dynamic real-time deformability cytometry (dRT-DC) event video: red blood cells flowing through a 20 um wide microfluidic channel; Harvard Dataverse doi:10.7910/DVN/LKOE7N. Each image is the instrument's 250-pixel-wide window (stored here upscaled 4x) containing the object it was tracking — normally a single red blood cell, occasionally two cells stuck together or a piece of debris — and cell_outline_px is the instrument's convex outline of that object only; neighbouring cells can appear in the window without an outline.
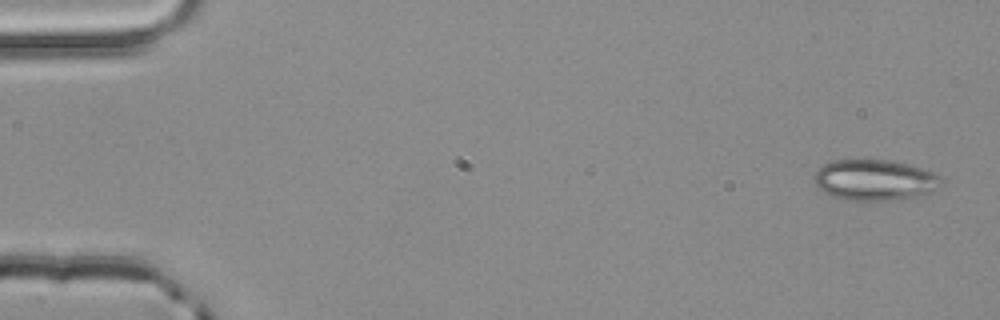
{"species": "common noctule bat (a hibernating species)", "species_latin": "Nyctalus noctula", "temperature_condition": "room temperature", "stored_images_in_passage": 4, "camera_frame_rate_fps": 3000, "um_per_image_px": 0.085, "animal": {"sex": "male", "body_mass_g": 20.4}, "frame": {"image": 1, "passage_image": 1, "time_ms": 0.0, "image_size_px": [1000, 320], "cell_outline_px": [[940, 188], [932, 192], [920, 196], [888, 200], [844, 200], [828, 196], [816, 188], [812, 180], [812, 176], [824, 164], [832, 160], [888, 160], [908, 164], [932, 172], [940, 176]], "centroid_in_image_um": [74.29, 15.32], "position_along_channel_um": 10.7, "area_um2": 30.58}}